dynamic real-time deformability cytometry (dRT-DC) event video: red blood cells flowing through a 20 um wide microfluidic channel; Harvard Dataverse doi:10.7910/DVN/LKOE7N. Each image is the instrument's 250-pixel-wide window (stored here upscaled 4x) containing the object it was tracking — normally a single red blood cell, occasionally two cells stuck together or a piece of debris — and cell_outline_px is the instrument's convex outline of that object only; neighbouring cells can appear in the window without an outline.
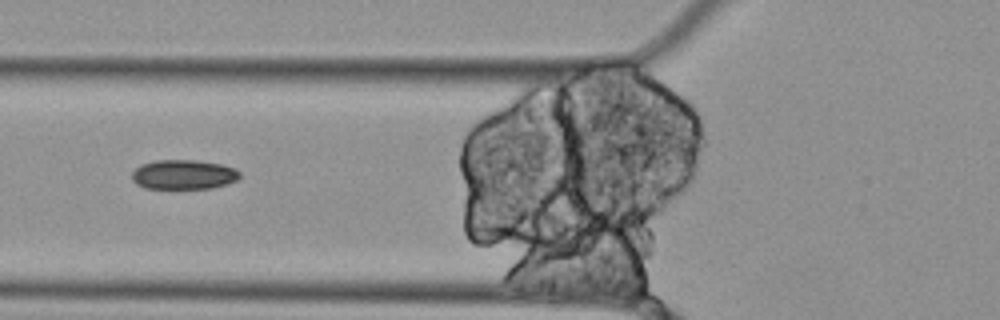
{"species": "Egyptian fruit bat (a non-hibernating species)", "species_latin": "Rousettus aegyptiacus", "temperature_condition": "cold", "stored_images_in_passage": 14, "segment_of_instrument_passage": [2, 2], "camera_frame_rate_fps": 3000, "um_per_image_px": 0.085, "animal": {"sex": "female"}, "frame": {"image": 1, "passage_image": 8, "time_ms": 2.333, "image_size_px": [1000, 320], "cell_outline_px": [[240, 176], [236, 180], [212, 188], [144, 188], [136, 184], [132, 180], [132, 172], [140, 164], [156, 160], [196, 160], [220, 164], [236, 168], [240, 172]], "centroid_in_image_um": [15.58, 14.83], "position_along_channel_um": 110.2, "area_um2": 18.55}}
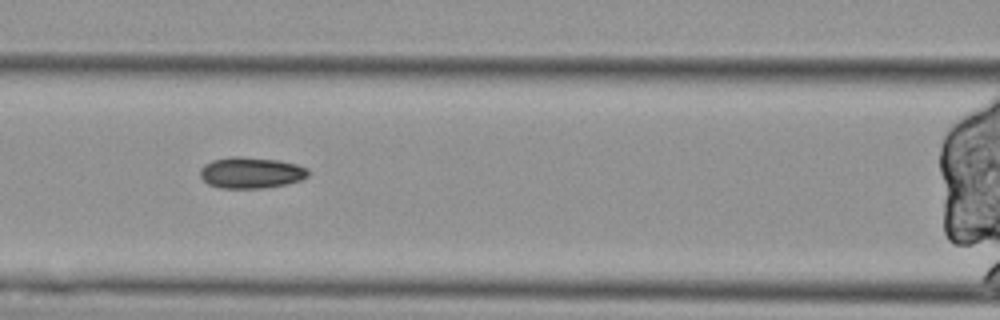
{"frame": {"image": 2, "passage_image": 11, "time_ms": 3.333, "image_size_px": [1000, 320], "cell_outline_px": [[308, 176], [300, 180], [284, 184], [260, 188], [220, 188], [208, 184], [200, 176], [200, 168], [204, 164], [212, 160], [232, 156], [240, 156], [280, 160], [296, 164], [308, 168]], "centroid_in_image_um": [21.31, 14.67], "position_along_channel_um": 145.3, "area_um2": 19.65}}
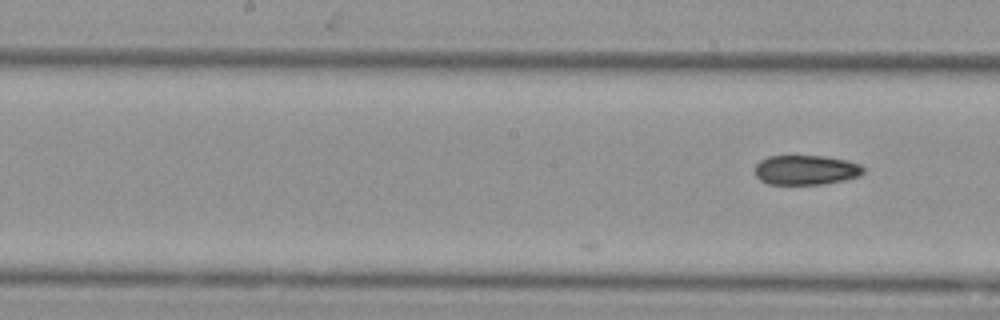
{"frame": {"image": 3, "passage_image": 14, "time_ms": 4.333, "image_size_px": [1000, 320], "cell_outline_px": [[864, 172], [860, 176], [844, 180], [824, 184], [768, 184], [760, 180], [756, 176], [756, 164], [760, 160], [768, 156], [828, 156], [848, 160], [860, 164], [864, 168]], "centroid_in_image_um": [68.53, 14.44], "position_along_channel_um": 179.7, "area_um2": 18.9}}